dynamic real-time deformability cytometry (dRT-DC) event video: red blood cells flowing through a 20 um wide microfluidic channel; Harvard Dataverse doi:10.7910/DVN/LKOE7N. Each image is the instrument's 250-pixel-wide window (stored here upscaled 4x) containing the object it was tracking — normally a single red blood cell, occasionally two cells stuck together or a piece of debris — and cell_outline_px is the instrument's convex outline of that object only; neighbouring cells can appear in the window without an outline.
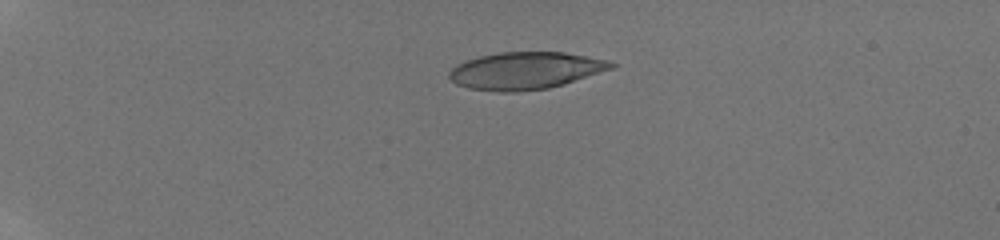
{"species": "human", "species_latin": "Homo sapiens", "temperature_condition": "room temperature", "stored_images_in_passage": 19, "camera_frame_rate_fps": 3000, "um_per_image_px": 0.085, "donor": {"sex": "male"}, "frame": {"image": 1, "passage_image": 1, "time_ms": 0.0, "image_size_px": [1000, 240], "cell_outline_px": [[616, 68], [564, 84], [548, 88], [516, 92], [496, 92], [468, 88], [456, 84], [448, 76], [448, 72], [456, 64], [464, 60], [480, 56], [500, 52], [564, 52], [608, 60], [616, 64]], "centroid_in_image_um": [44.66, 6.01], "position_along_channel_um": 40.3, "area_um2": 35.43}}
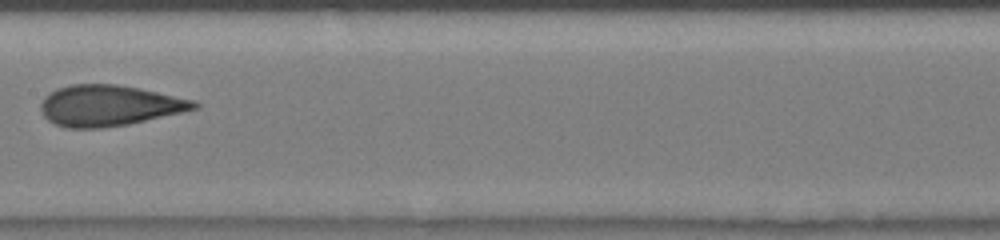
{"frame": {"image": 2, "passage_image": 9, "time_ms": 5.667, "image_size_px": [1000, 240], "cell_outline_px": [[200, 108], [128, 124], [104, 128], [64, 128], [48, 120], [44, 116], [40, 108], [40, 104], [44, 96], [48, 92], [56, 88], [72, 84], [116, 84], [140, 88], [196, 100], [200, 104]], "centroid_in_image_um": [9.27, 8.97], "position_along_channel_um": 198.1, "area_um2": 36.82}}
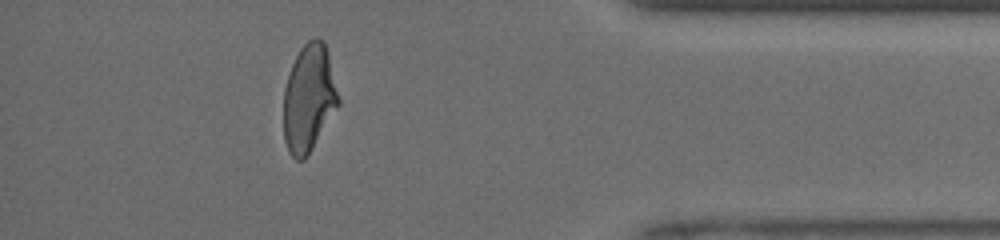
{"frame": {"image": 3, "passage_image": 17, "time_ms": 11.333, "image_size_px": [1000, 240], "cell_outline_px": [[340, 104], [308, 156], [304, 160], [296, 160], [288, 152], [284, 140], [284, 88], [292, 64], [300, 48], [308, 40], [316, 36], [324, 40], [328, 52], [340, 100]], "centroid_in_image_um": [26.26, 8.36], "position_along_channel_um": 408.9, "area_um2": 34.62}, "authors_computed_cell_mechanics": {"area_um2": 35.4314, "velocity_mm_per_s": 4.1589, "shape_relaxation_time_tau1_ms": 7.308, "shape_relaxation_time_tau2_ms": 0.7043, "deformation_change_tau1": 0.2298, "deformation_change_tau2": 0.0582}}